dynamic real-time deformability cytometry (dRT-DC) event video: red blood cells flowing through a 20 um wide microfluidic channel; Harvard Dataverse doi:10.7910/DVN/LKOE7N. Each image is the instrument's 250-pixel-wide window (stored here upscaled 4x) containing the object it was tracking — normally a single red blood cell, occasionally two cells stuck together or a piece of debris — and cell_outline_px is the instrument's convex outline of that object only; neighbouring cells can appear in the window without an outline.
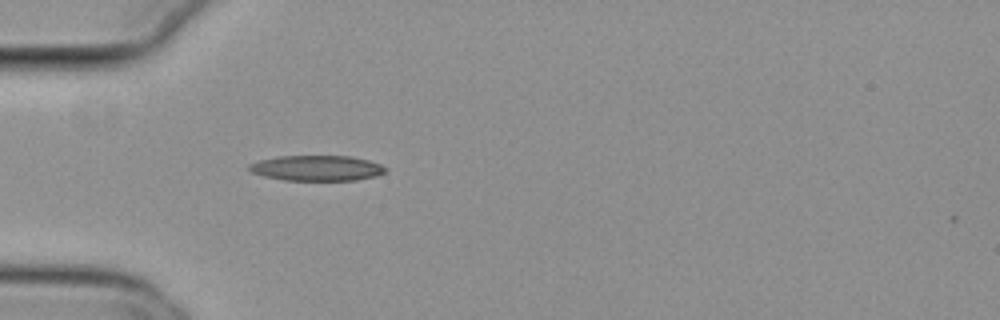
{"species": "common noctule bat (a hibernating species)", "species_latin": "Nyctalus noctula", "temperature_condition": "cold", "stored_images_in_passage": 2, "camera_frame_rate_fps": 3000, "um_per_image_px": 0.085, "animal": {"sex": "female", "body_mass_g": 29.2, "forearm_length_mm": 56.3}, "frame": {"image": 1, "passage_image": 1, "time_ms": 0.0, "image_size_px": [1000, 320], "cell_outline_px": [[388, 172], [376, 176], [356, 180], [284, 180], [264, 176], [252, 172], [248, 168], [248, 164], [260, 160], [276, 156], [352, 156], [368, 160], [380, 164], [388, 168]], "centroid_in_image_um": [26.96, 14.28], "position_along_channel_um": 58.0, "area_um2": 20.29}}